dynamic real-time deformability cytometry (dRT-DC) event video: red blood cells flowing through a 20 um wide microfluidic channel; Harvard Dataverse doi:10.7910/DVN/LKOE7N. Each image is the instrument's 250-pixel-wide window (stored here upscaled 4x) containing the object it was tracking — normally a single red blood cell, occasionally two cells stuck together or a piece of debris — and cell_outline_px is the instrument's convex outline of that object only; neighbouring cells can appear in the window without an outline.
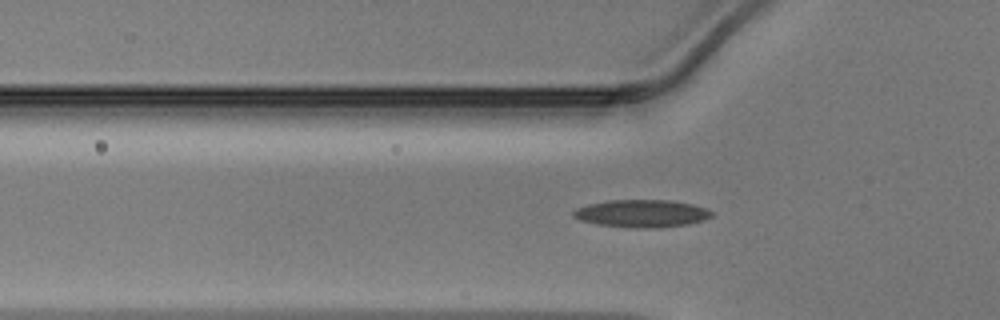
{"species": "Egyptian fruit bat (a non-hibernating species)", "species_latin": "Rousettus aegyptiacus", "temperature_condition": "warm", "stored_images_in_passage": 35, "camera_frame_rate_fps": 3000, "um_per_image_px": 0.085, "animal": {"sex": "male"}, "frame": {"image": 1, "passage_image": 8, "time_ms": 2.333, "image_size_px": [1000, 320], "cell_outline_px": [[712, 216], [704, 220], [688, 224], [648, 228], [632, 228], [596, 224], [580, 220], [572, 216], [572, 212], [576, 208], [588, 204], [608, 200], [672, 200], [692, 204], [708, 208], [712, 212]], "centroid_in_image_um": [54.53, 18.14], "position_along_channel_um": 71.3, "area_um2": 22.31}}
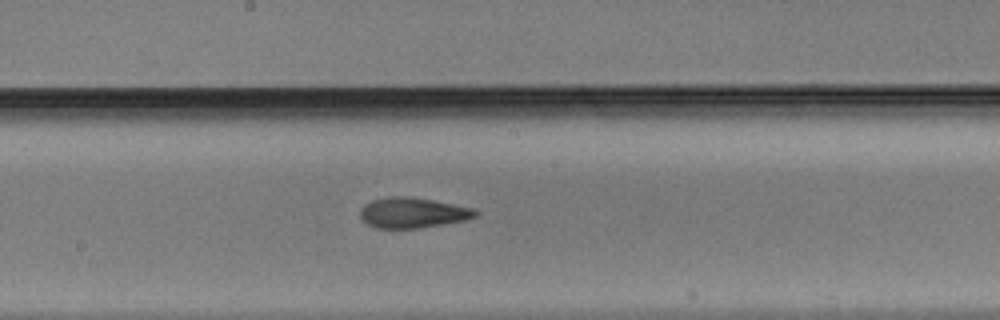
{"frame": {"image": 2, "passage_image": 18, "time_ms": 5.667, "image_size_px": [1000, 320], "cell_outline_px": [[480, 212], [476, 216], [464, 220], [416, 228], [376, 228], [368, 224], [360, 216], [360, 212], [364, 204], [372, 200], [388, 196], [408, 196], [432, 200], [476, 208]], "centroid_in_image_um": [35.09, 18.07], "position_along_channel_um": 213.1, "area_um2": 20.29}}
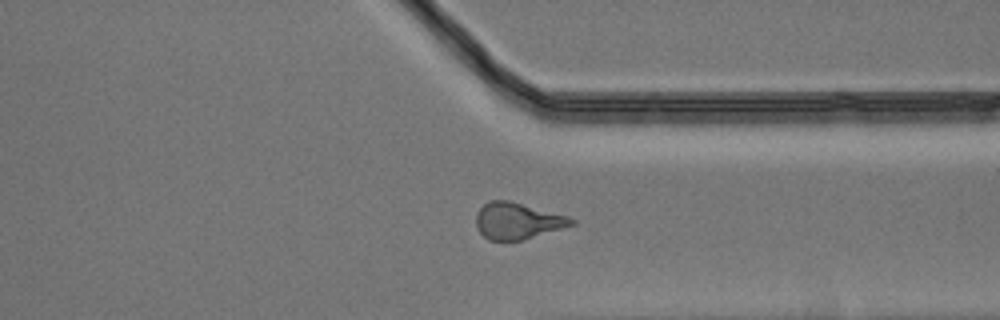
{"frame": {"image": 3, "passage_image": 29, "time_ms": 9.333, "image_size_px": [1000, 320], "cell_outline_px": [[576, 224], [524, 240], [488, 240], [476, 228], [476, 216], [480, 208], [488, 200], [508, 200], [568, 216], [576, 220]], "centroid_in_image_um": [43.99, 18.78], "position_along_channel_um": 367.4, "area_um2": 20.29}}